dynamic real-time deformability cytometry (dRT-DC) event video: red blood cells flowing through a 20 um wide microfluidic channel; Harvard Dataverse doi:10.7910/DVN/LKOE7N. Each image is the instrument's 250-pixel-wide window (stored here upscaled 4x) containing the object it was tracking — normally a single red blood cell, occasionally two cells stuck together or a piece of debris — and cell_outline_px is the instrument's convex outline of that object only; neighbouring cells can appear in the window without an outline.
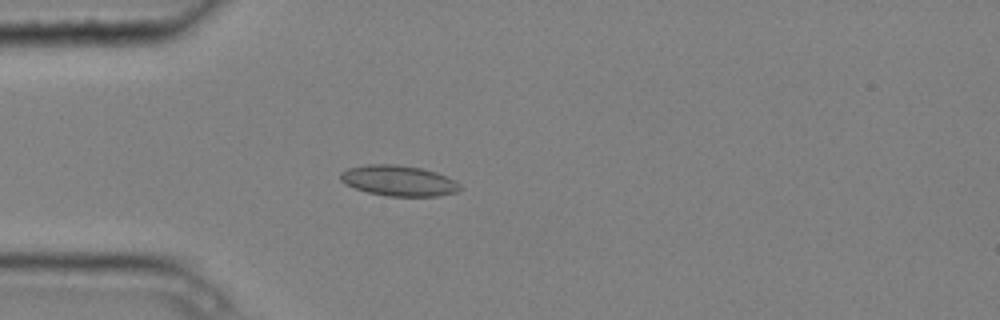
{"species": "common noctule bat (a hibernating species)", "species_latin": "Nyctalus noctula", "temperature_condition": "cold", "stored_images_in_passage": 4, "camera_frame_rate_fps": 3000, "um_per_image_px": 0.085, "animal": {"sex": "male", "body_mass_g": 20.4}, "frame": {"image": 1, "passage_image": 3, "time_ms": 0.667, "image_size_px": [1000, 320], "cell_outline_px": [[464, 188], [456, 192], [440, 196], [388, 196], [368, 192], [356, 188], [340, 180], [340, 172], [348, 168], [368, 164], [396, 164], [420, 168], [436, 172], [456, 180]], "centroid_in_image_um": [33.93, 15.36], "position_along_channel_um": 51.1, "area_um2": 21.33}}